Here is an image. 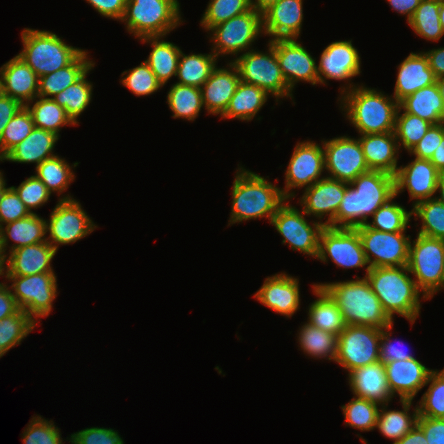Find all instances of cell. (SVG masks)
Returning a JSON list of instances; mask_svg holds the SVG:
<instances>
[{"label":"cell","mask_w":444,"mask_h":444,"mask_svg":"<svg viewBox=\"0 0 444 444\" xmlns=\"http://www.w3.org/2000/svg\"><path fill=\"white\" fill-rule=\"evenodd\" d=\"M229 68H217L211 72L201 89L203 105L208 114L222 115L240 82L236 66L230 61Z\"/></svg>","instance_id":"cell-28"},{"label":"cell","mask_w":444,"mask_h":444,"mask_svg":"<svg viewBox=\"0 0 444 444\" xmlns=\"http://www.w3.org/2000/svg\"><path fill=\"white\" fill-rule=\"evenodd\" d=\"M23 50L18 56L38 75L55 72L70 65L84 50L66 44L47 30L24 28Z\"/></svg>","instance_id":"cell-6"},{"label":"cell","mask_w":444,"mask_h":444,"mask_svg":"<svg viewBox=\"0 0 444 444\" xmlns=\"http://www.w3.org/2000/svg\"><path fill=\"white\" fill-rule=\"evenodd\" d=\"M389 392L392 397L399 395L400 400H414L423 389L433 371L416 357L408 360H395L384 363Z\"/></svg>","instance_id":"cell-24"},{"label":"cell","mask_w":444,"mask_h":444,"mask_svg":"<svg viewBox=\"0 0 444 444\" xmlns=\"http://www.w3.org/2000/svg\"><path fill=\"white\" fill-rule=\"evenodd\" d=\"M59 136L41 128L33 131L19 144L14 146L0 161L17 163H36V167L45 159L55 156L53 150Z\"/></svg>","instance_id":"cell-32"},{"label":"cell","mask_w":444,"mask_h":444,"mask_svg":"<svg viewBox=\"0 0 444 444\" xmlns=\"http://www.w3.org/2000/svg\"><path fill=\"white\" fill-rule=\"evenodd\" d=\"M20 308L6 283L0 284V321L5 317L17 313Z\"/></svg>","instance_id":"cell-65"},{"label":"cell","mask_w":444,"mask_h":444,"mask_svg":"<svg viewBox=\"0 0 444 444\" xmlns=\"http://www.w3.org/2000/svg\"><path fill=\"white\" fill-rule=\"evenodd\" d=\"M400 112L401 108L398 107L394 132L398 141L399 149L403 147L405 150H407V152H410V150L426 134L427 130L432 124L416 115L404 111L403 114H400Z\"/></svg>","instance_id":"cell-50"},{"label":"cell","mask_w":444,"mask_h":444,"mask_svg":"<svg viewBox=\"0 0 444 444\" xmlns=\"http://www.w3.org/2000/svg\"><path fill=\"white\" fill-rule=\"evenodd\" d=\"M320 146L314 141L297 142L292 153L287 170L285 171V188H281L284 197L289 200L295 198V188H308L321 177L325 171L323 144Z\"/></svg>","instance_id":"cell-18"},{"label":"cell","mask_w":444,"mask_h":444,"mask_svg":"<svg viewBox=\"0 0 444 444\" xmlns=\"http://www.w3.org/2000/svg\"><path fill=\"white\" fill-rule=\"evenodd\" d=\"M441 174L429 160L415 157L406 166L398 168L395 175V194L407 189L410 200H415L413 206L433 198Z\"/></svg>","instance_id":"cell-21"},{"label":"cell","mask_w":444,"mask_h":444,"mask_svg":"<svg viewBox=\"0 0 444 444\" xmlns=\"http://www.w3.org/2000/svg\"><path fill=\"white\" fill-rule=\"evenodd\" d=\"M60 429L52 420L33 416L23 432V444H64Z\"/></svg>","instance_id":"cell-56"},{"label":"cell","mask_w":444,"mask_h":444,"mask_svg":"<svg viewBox=\"0 0 444 444\" xmlns=\"http://www.w3.org/2000/svg\"><path fill=\"white\" fill-rule=\"evenodd\" d=\"M429 161L435 166V168L440 173L444 174V136L440 145L434 151Z\"/></svg>","instance_id":"cell-69"},{"label":"cell","mask_w":444,"mask_h":444,"mask_svg":"<svg viewBox=\"0 0 444 444\" xmlns=\"http://www.w3.org/2000/svg\"><path fill=\"white\" fill-rule=\"evenodd\" d=\"M322 142L326 177L350 183L370 170L358 138L340 136Z\"/></svg>","instance_id":"cell-17"},{"label":"cell","mask_w":444,"mask_h":444,"mask_svg":"<svg viewBox=\"0 0 444 444\" xmlns=\"http://www.w3.org/2000/svg\"><path fill=\"white\" fill-rule=\"evenodd\" d=\"M355 280L319 283L336 302L346 325L372 326L384 329L392 320L384 311L380 300L373 292L366 277Z\"/></svg>","instance_id":"cell-4"},{"label":"cell","mask_w":444,"mask_h":444,"mask_svg":"<svg viewBox=\"0 0 444 444\" xmlns=\"http://www.w3.org/2000/svg\"><path fill=\"white\" fill-rule=\"evenodd\" d=\"M18 194L20 200L25 204L29 212L35 213L32 209L42 207L49 201L51 193L45 184L35 175L25 179L18 187L11 186Z\"/></svg>","instance_id":"cell-57"},{"label":"cell","mask_w":444,"mask_h":444,"mask_svg":"<svg viewBox=\"0 0 444 444\" xmlns=\"http://www.w3.org/2000/svg\"><path fill=\"white\" fill-rule=\"evenodd\" d=\"M122 77L120 80L122 85L136 96H148L163 87L145 60L137 67L124 71Z\"/></svg>","instance_id":"cell-55"},{"label":"cell","mask_w":444,"mask_h":444,"mask_svg":"<svg viewBox=\"0 0 444 444\" xmlns=\"http://www.w3.org/2000/svg\"><path fill=\"white\" fill-rule=\"evenodd\" d=\"M395 195V176L369 170L347 183L333 228H355L368 222V217Z\"/></svg>","instance_id":"cell-1"},{"label":"cell","mask_w":444,"mask_h":444,"mask_svg":"<svg viewBox=\"0 0 444 444\" xmlns=\"http://www.w3.org/2000/svg\"><path fill=\"white\" fill-rule=\"evenodd\" d=\"M436 78L444 76V47L424 52Z\"/></svg>","instance_id":"cell-66"},{"label":"cell","mask_w":444,"mask_h":444,"mask_svg":"<svg viewBox=\"0 0 444 444\" xmlns=\"http://www.w3.org/2000/svg\"><path fill=\"white\" fill-rule=\"evenodd\" d=\"M439 19L441 26L444 30V0H440Z\"/></svg>","instance_id":"cell-73"},{"label":"cell","mask_w":444,"mask_h":444,"mask_svg":"<svg viewBox=\"0 0 444 444\" xmlns=\"http://www.w3.org/2000/svg\"><path fill=\"white\" fill-rule=\"evenodd\" d=\"M440 1L421 0L408 25L415 34L430 41H439L444 30L439 19Z\"/></svg>","instance_id":"cell-46"},{"label":"cell","mask_w":444,"mask_h":444,"mask_svg":"<svg viewBox=\"0 0 444 444\" xmlns=\"http://www.w3.org/2000/svg\"><path fill=\"white\" fill-rule=\"evenodd\" d=\"M304 216L303 210L299 211L295 206L285 202L272 217L270 224L283 237V244L288 243L293 251L317 259L319 237L325 225L324 222L316 220L311 226Z\"/></svg>","instance_id":"cell-15"},{"label":"cell","mask_w":444,"mask_h":444,"mask_svg":"<svg viewBox=\"0 0 444 444\" xmlns=\"http://www.w3.org/2000/svg\"><path fill=\"white\" fill-rule=\"evenodd\" d=\"M429 385L418 402V416L444 418V369L433 370L425 386Z\"/></svg>","instance_id":"cell-52"},{"label":"cell","mask_w":444,"mask_h":444,"mask_svg":"<svg viewBox=\"0 0 444 444\" xmlns=\"http://www.w3.org/2000/svg\"><path fill=\"white\" fill-rule=\"evenodd\" d=\"M395 444H428L423 431L415 425L405 436Z\"/></svg>","instance_id":"cell-68"},{"label":"cell","mask_w":444,"mask_h":444,"mask_svg":"<svg viewBox=\"0 0 444 444\" xmlns=\"http://www.w3.org/2000/svg\"><path fill=\"white\" fill-rule=\"evenodd\" d=\"M210 31L214 55L218 58L231 54L237 58L240 52L249 51L252 43L263 34L262 13L252 8L212 27Z\"/></svg>","instance_id":"cell-11"},{"label":"cell","mask_w":444,"mask_h":444,"mask_svg":"<svg viewBox=\"0 0 444 444\" xmlns=\"http://www.w3.org/2000/svg\"><path fill=\"white\" fill-rule=\"evenodd\" d=\"M0 227V251L5 257L9 240L15 242L9 251L47 241L46 220L32 213L28 217L16 220ZM9 239V240H8Z\"/></svg>","instance_id":"cell-33"},{"label":"cell","mask_w":444,"mask_h":444,"mask_svg":"<svg viewBox=\"0 0 444 444\" xmlns=\"http://www.w3.org/2000/svg\"><path fill=\"white\" fill-rule=\"evenodd\" d=\"M18 307L36 323L38 318L47 317L52 311L57 292V277L54 272L27 276H6Z\"/></svg>","instance_id":"cell-13"},{"label":"cell","mask_w":444,"mask_h":444,"mask_svg":"<svg viewBox=\"0 0 444 444\" xmlns=\"http://www.w3.org/2000/svg\"><path fill=\"white\" fill-rule=\"evenodd\" d=\"M6 180H4L3 173L0 171V196L7 189Z\"/></svg>","instance_id":"cell-74"},{"label":"cell","mask_w":444,"mask_h":444,"mask_svg":"<svg viewBox=\"0 0 444 444\" xmlns=\"http://www.w3.org/2000/svg\"><path fill=\"white\" fill-rule=\"evenodd\" d=\"M4 256L0 253V276L5 277V264H4ZM1 284V282H0Z\"/></svg>","instance_id":"cell-75"},{"label":"cell","mask_w":444,"mask_h":444,"mask_svg":"<svg viewBox=\"0 0 444 444\" xmlns=\"http://www.w3.org/2000/svg\"><path fill=\"white\" fill-rule=\"evenodd\" d=\"M382 329L372 326L346 325L338 335L335 362L349 373L380 361Z\"/></svg>","instance_id":"cell-10"},{"label":"cell","mask_w":444,"mask_h":444,"mask_svg":"<svg viewBox=\"0 0 444 444\" xmlns=\"http://www.w3.org/2000/svg\"><path fill=\"white\" fill-rule=\"evenodd\" d=\"M336 266L343 269L366 267L369 271L363 245L355 228H333L325 226L319 237L317 259L328 262L329 258Z\"/></svg>","instance_id":"cell-16"},{"label":"cell","mask_w":444,"mask_h":444,"mask_svg":"<svg viewBox=\"0 0 444 444\" xmlns=\"http://www.w3.org/2000/svg\"><path fill=\"white\" fill-rule=\"evenodd\" d=\"M298 332V342L301 350L310 357L323 358L335 361L337 353L338 336L306 322Z\"/></svg>","instance_id":"cell-42"},{"label":"cell","mask_w":444,"mask_h":444,"mask_svg":"<svg viewBox=\"0 0 444 444\" xmlns=\"http://www.w3.org/2000/svg\"><path fill=\"white\" fill-rule=\"evenodd\" d=\"M38 83V75L18 55L0 68V92L23 106L38 96Z\"/></svg>","instance_id":"cell-26"},{"label":"cell","mask_w":444,"mask_h":444,"mask_svg":"<svg viewBox=\"0 0 444 444\" xmlns=\"http://www.w3.org/2000/svg\"><path fill=\"white\" fill-rule=\"evenodd\" d=\"M30 214L16 191L12 187H7L0 196V227L26 218Z\"/></svg>","instance_id":"cell-58"},{"label":"cell","mask_w":444,"mask_h":444,"mask_svg":"<svg viewBox=\"0 0 444 444\" xmlns=\"http://www.w3.org/2000/svg\"><path fill=\"white\" fill-rule=\"evenodd\" d=\"M312 288L317 299L307 309V322L313 327L338 336L346 326L341 311L322 287L313 284Z\"/></svg>","instance_id":"cell-36"},{"label":"cell","mask_w":444,"mask_h":444,"mask_svg":"<svg viewBox=\"0 0 444 444\" xmlns=\"http://www.w3.org/2000/svg\"><path fill=\"white\" fill-rule=\"evenodd\" d=\"M303 0H279L262 13L263 34L270 40L297 39L303 22Z\"/></svg>","instance_id":"cell-25"},{"label":"cell","mask_w":444,"mask_h":444,"mask_svg":"<svg viewBox=\"0 0 444 444\" xmlns=\"http://www.w3.org/2000/svg\"><path fill=\"white\" fill-rule=\"evenodd\" d=\"M84 50L70 65L39 77L38 96L53 98L79 80L95 63ZM51 96V97H49Z\"/></svg>","instance_id":"cell-35"},{"label":"cell","mask_w":444,"mask_h":444,"mask_svg":"<svg viewBox=\"0 0 444 444\" xmlns=\"http://www.w3.org/2000/svg\"><path fill=\"white\" fill-rule=\"evenodd\" d=\"M35 128L32 116L26 106H23L6 125L0 138V159L14 146L23 141Z\"/></svg>","instance_id":"cell-54"},{"label":"cell","mask_w":444,"mask_h":444,"mask_svg":"<svg viewBox=\"0 0 444 444\" xmlns=\"http://www.w3.org/2000/svg\"><path fill=\"white\" fill-rule=\"evenodd\" d=\"M217 57L210 54H184L181 50L176 76L179 84L201 88L216 67Z\"/></svg>","instance_id":"cell-40"},{"label":"cell","mask_w":444,"mask_h":444,"mask_svg":"<svg viewBox=\"0 0 444 444\" xmlns=\"http://www.w3.org/2000/svg\"><path fill=\"white\" fill-rule=\"evenodd\" d=\"M416 425L423 431L428 444H444V418L418 416Z\"/></svg>","instance_id":"cell-62"},{"label":"cell","mask_w":444,"mask_h":444,"mask_svg":"<svg viewBox=\"0 0 444 444\" xmlns=\"http://www.w3.org/2000/svg\"><path fill=\"white\" fill-rule=\"evenodd\" d=\"M167 103L173 112V118H182L194 121L203 108L201 89L183 85L173 84L167 93Z\"/></svg>","instance_id":"cell-43"},{"label":"cell","mask_w":444,"mask_h":444,"mask_svg":"<svg viewBox=\"0 0 444 444\" xmlns=\"http://www.w3.org/2000/svg\"><path fill=\"white\" fill-rule=\"evenodd\" d=\"M299 285V279L283 272L265 278L254 296L274 312L290 318L300 309Z\"/></svg>","instance_id":"cell-23"},{"label":"cell","mask_w":444,"mask_h":444,"mask_svg":"<svg viewBox=\"0 0 444 444\" xmlns=\"http://www.w3.org/2000/svg\"><path fill=\"white\" fill-rule=\"evenodd\" d=\"M73 164L70 167L65 158L56 154L35 167V176L45 184L50 193L57 192L61 195L76 178L71 169L72 166L75 168L79 163L75 162Z\"/></svg>","instance_id":"cell-44"},{"label":"cell","mask_w":444,"mask_h":444,"mask_svg":"<svg viewBox=\"0 0 444 444\" xmlns=\"http://www.w3.org/2000/svg\"><path fill=\"white\" fill-rule=\"evenodd\" d=\"M359 51L352 45V40L331 42L321 53L317 65L318 83L326 84V80H346L347 87H341L340 94L355 87L350 83L353 77L360 75L361 60Z\"/></svg>","instance_id":"cell-19"},{"label":"cell","mask_w":444,"mask_h":444,"mask_svg":"<svg viewBox=\"0 0 444 444\" xmlns=\"http://www.w3.org/2000/svg\"><path fill=\"white\" fill-rule=\"evenodd\" d=\"M412 242V243H411ZM424 300L444 289V240L417 233L410 241L407 264Z\"/></svg>","instance_id":"cell-8"},{"label":"cell","mask_w":444,"mask_h":444,"mask_svg":"<svg viewBox=\"0 0 444 444\" xmlns=\"http://www.w3.org/2000/svg\"><path fill=\"white\" fill-rule=\"evenodd\" d=\"M6 350L2 347V345H0V358L2 357V356H4V354H6Z\"/></svg>","instance_id":"cell-76"},{"label":"cell","mask_w":444,"mask_h":444,"mask_svg":"<svg viewBox=\"0 0 444 444\" xmlns=\"http://www.w3.org/2000/svg\"><path fill=\"white\" fill-rule=\"evenodd\" d=\"M251 9V0H210L200 24L209 31L212 27Z\"/></svg>","instance_id":"cell-53"},{"label":"cell","mask_w":444,"mask_h":444,"mask_svg":"<svg viewBox=\"0 0 444 444\" xmlns=\"http://www.w3.org/2000/svg\"><path fill=\"white\" fill-rule=\"evenodd\" d=\"M161 38L164 37H143L139 40L143 41L142 43L151 44L152 50L145 61L156 75L157 80L165 86L171 77H176L181 49L174 43Z\"/></svg>","instance_id":"cell-38"},{"label":"cell","mask_w":444,"mask_h":444,"mask_svg":"<svg viewBox=\"0 0 444 444\" xmlns=\"http://www.w3.org/2000/svg\"><path fill=\"white\" fill-rule=\"evenodd\" d=\"M94 65L74 84L58 93L53 100L66 111V114L77 125L78 116L88 107L92 99L93 84L87 80V75Z\"/></svg>","instance_id":"cell-45"},{"label":"cell","mask_w":444,"mask_h":444,"mask_svg":"<svg viewBox=\"0 0 444 444\" xmlns=\"http://www.w3.org/2000/svg\"><path fill=\"white\" fill-rule=\"evenodd\" d=\"M63 196L53 208L50 219L46 220L47 242L56 251L59 245L75 243L97 228L79 201L69 195Z\"/></svg>","instance_id":"cell-12"},{"label":"cell","mask_w":444,"mask_h":444,"mask_svg":"<svg viewBox=\"0 0 444 444\" xmlns=\"http://www.w3.org/2000/svg\"><path fill=\"white\" fill-rule=\"evenodd\" d=\"M399 107L432 125L444 122V101L436 83L406 96L399 102Z\"/></svg>","instance_id":"cell-34"},{"label":"cell","mask_w":444,"mask_h":444,"mask_svg":"<svg viewBox=\"0 0 444 444\" xmlns=\"http://www.w3.org/2000/svg\"><path fill=\"white\" fill-rule=\"evenodd\" d=\"M440 196L436 197L441 203L444 204V174H441L437 183V190Z\"/></svg>","instance_id":"cell-71"},{"label":"cell","mask_w":444,"mask_h":444,"mask_svg":"<svg viewBox=\"0 0 444 444\" xmlns=\"http://www.w3.org/2000/svg\"><path fill=\"white\" fill-rule=\"evenodd\" d=\"M393 10L407 16V22L412 18L421 0H387Z\"/></svg>","instance_id":"cell-67"},{"label":"cell","mask_w":444,"mask_h":444,"mask_svg":"<svg viewBox=\"0 0 444 444\" xmlns=\"http://www.w3.org/2000/svg\"><path fill=\"white\" fill-rule=\"evenodd\" d=\"M413 400H400L403 410H388V403L382 404L379 409L376 429L383 436L394 440L395 444L399 439L405 436L417 423L418 408H413V415L409 414Z\"/></svg>","instance_id":"cell-39"},{"label":"cell","mask_w":444,"mask_h":444,"mask_svg":"<svg viewBox=\"0 0 444 444\" xmlns=\"http://www.w3.org/2000/svg\"><path fill=\"white\" fill-rule=\"evenodd\" d=\"M352 393L379 404H386L393 398L389 392L385 367L382 362L357 368L348 375Z\"/></svg>","instance_id":"cell-31"},{"label":"cell","mask_w":444,"mask_h":444,"mask_svg":"<svg viewBox=\"0 0 444 444\" xmlns=\"http://www.w3.org/2000/svg\"><path fill=\"white\" fill-rule=\"evenodd\" d=\"M268 97L269 94L265 90L240 80L221 117L224 119L237 118L241 121H251L265 105Z\"/></svg>","instance_id":"cell-37"},{"label":"cell","mask_w":444,"mask_h":444,"mask_svg":"<svg viewBox=\"0 0 444 444\" xmlns=\"http://www.w3.org/2000/svg\"><path fill=\"white\" fill-rule=\"evenodd\" d=\"M363 245L369 268L406 266L409 259L410 235L406 232H383L366 224L355 227Z\"/></svg>","instance_id":"cell-14"},{"label":"cell","mask_w":444,"mask_h":444,"mask_svg":"<svg viewBox=\"0 0 444 444\" xmlns=\"http://www.w3.org/2000/svg\"><path fill=\"white\" fill-rule=\"evenodd\" d=\"M339 101L344 115L360 135L395 131L399 103L392 95L361 85L341 94Z\"/></svg>","instance_id":"cell-2"},{"label":"cell","mask_w":444,"mask_h":444,"mask_svg":"<svg viewBox=\"0 0 444 444\" xmlns=\"http://www.w3.org/2000/svg\"><path fill=\"white\" fill-rule=\"evenodd\" d=\"M22 107L18 100L0 92V138L8 122Z\"/></svg>","instance_id":"cell-64"},{"label":"cell","mask_w":444,"mask_h":444,"mask_svg":"<svg viewBox=\"0 0 444 444\" xmlns=\"http://www.w3.org/2000/svg\"><path fill=\"white\" fill-rule=\"evenodd\" d=\"M36 322L24 311L5 317L0 321V345L8 352L33 331Z\"/></svg>","instance_id":"cell-51"},{"label":"cell","mask_w":444,"mask_h":444,"mask_svg":"<svg viewBox=\"0 0 444 444\" xmlns=\"http://www.w3.org/2000/svg\"><path fill=\"white\" fill-rule=\"evenodd\" d=\"M436 84L438 86L439 93L444 101V76L436 78Z\"/></svg>","instance_id":"cell-72"},{"label":"cell","mask_w":444,"mask_h":444,"mask_svg":"<svg viewBox=\"0 0 444 444\" xmlns=\"http://www.w3.org/2000/svg\"><path fill=\"white\" fill-rule=\"evenodd\" d=\"M34 101L33 105L31 101L25 106L29 110L36 128L51 131L60 137L59 132L62 127L76 125L66 114L65 109L59 106L53 98L37 96Z\"/></svg>","instance_id":"cell-41"},{"label":"cell","mask_w":444,"mask_h":444,"mask_svg":"<svg viewBox=\"0 0 444 444\" xmlns=\"http://www.w3.org/2000/svg\"><path fill=\"white\" fill-rule=\"evenodd\" d=\"M268 51L251 49L231 60L236 66L240 80L253 84L276 98L293 97L292 90L284 79L273 44L268 41Z\"/></svg>","instance_id":"cell-9"},{"label":"cell","mask_w":444,"mask_h":444,"mask_svg":"<svg viewBox=\"0 0 444 444\" xmlns=\"http://www.w3.org/2000/svg\"><path fill=\"white\" fill-rule=\"evenodd\" d=\"M412 216L421 219V228L418 233L427 237L444 240V204L436 196L418 202L412 208Z\"/></svg>","instance_id":"cell-47"},{"label":"cell","mask_w":444,"mask_h":444,"mask_svg":"<svg viewBox=\"0 0 444 444\" xmlns=\"http://www.w3.org/2000/svg\"><path fill=\"white\" fill-rule=\"evenodd\" d=\"M397 69L393 97L398 103L417 90L436 83V77L429 67V60L424 52H411Z\"/></svg>","instance_id":"cell-29"},{"label":"cell","mask_w":444,"mask_h":444,"mask_svg":"<svg viewBox=\"0 0 444 444\" xmlns=\"http://www.w3.org/2000/svg\"><path fill=\"white\" fill-rule=\"evenodd\" d=\"M444 136V122L431 125L422 139L410 150L417 158L430 160Z\"/></svg>","instance_id":"cell-60"},{"label":"cell","mask_w":444,"mask_h":444,"mask_svg":"<svg viewBox=\"0 0 444 444\" xmlns=\"http://www.w3.org/2000/svg\"><path fill=\"white\" fill-rule=\"evenodd\" d=\"M279 0H251V6L256 11L263 13L271 5L277 3Z\"/></svg>","instance_id":"cell-70"},{"label":"cell","mask_w":444,"mask_h":444,"mask_svg":"<svg viewBox=\"0 0 444 444\" xmlns=\"http://www.w3.org/2000/svg\"><path fill=\"white\" fill-rule=\"evenodd\" d=\"M381 404L366 398L353 396L348 404L341 406L346 426L360 431H371L376 428Z\"/></svg>","instance_id":"cell-49"},{"label":"cell","mask_w":444,"mask_h":444,"mask_svg":"<svg viewBox=\"0 0 444 444\" xmlns=\"http://www.w3.org/2000/svg\"><path fill=\"white\" fill-rule=\"evenodd\" d=\"M346 188V182L325 177L306 188L299 203L306 216L313 215L320 222L324 215L328 216L324 222L328 226L336 217Z\"/></svg>","instance_id":"cell-22"},{"label":"cell","mask_w":444,"mask_h":444,"mask_svg":"<svg viewBox=\"0 0 444 444\" xmlns=\"http://www.w3.org/2000/svg\"><path fill=\"white\" fill-rule=\"evenodd\" d=\"M71 444H124L119 433L112 428L91 427L71 434Z\"/></svg>","instance_id":"cell-59"},{"label":"cell","mask_w":444,"mask_h":444,"mask_svg":"<svg viewBox=\"0 0 444 444\" xmlns=\"http://www.w3.org/2000/svg\"><path fill=\"white\" fill-rule=\"evenodd\" d=\"M392 326L393 324H390L382 330L380 339V362L383 364L389 361L408 360L414 357L411 353L406 352L404 348L393 344L390 333V330L393 328ZM398 344L399 346L403 345L401 341H398Z\"/></svg>","instance_id":"cell-61"},{"label":"cell","mask_w":444,"mask_h":444,"mask_svg":"<svg viewBox=\"0 0 444 444\" xmlns=\"http://www.w3.org/2000/svg\"><path fill=\"white\" fill-rule=\"evenodd\" d=\"M276 52L282 75L293 91L296 83H318L316 59L296 39H276L270 41Z\"/></svg>","instance_id":"cell-20"},{"label":"cell","mask_w":444,"mask_h":444,"mask_svg":"<svg viewBox=\"0 0 444 444\" xmlns=\"http://www.w3.org/2000/svg\"><path fill=\"white\" fill-rule=\"evenodd\" d=\"M232 187V209L228 223L272 217L287 201L282 190L266 178L240 166Z\"/></svg>","instance_id":"cell-3"},{"label":"cell","mask_w":444,"mask_h":444,"mask_svg":"<svg viewBox=\"0 0 444 444\" xmlns=\"http://www.w3.org/2000/svg\"><path fill=\"white\" fill-rule=\"evenodd\" d=\"M406 266L374 267L365 275L384 311L393 319L395 313L413 325L420 315L421 291Z\"/></svg>","instance_id":"cell-5"},{"label":"cell","mask_w":444,"mask_h":444,"mask_svg":"<svg viewBox=\"0 0 444 444\" xmlns=\"http://www.w3.org/2000/svg\"><path fill=\"white\" fill-rule=\"evenodd\" d=\"M358 139L370 170L396 175L399 145L395 132L364 134Z\"/></svg>","instance_id":"cell-30"},{"label":"cell","mask_w":444,"mask_h":444,"mask_svg":"<svg viewBox=\"0 0 444 444\" xmlns=\"http://www.w3.org/2000/svg\"><path fill=\"white\" fill-rule=\"evenodd\" d=\"M101 16L121 21L127 0H86Z\"/></svg>","instance_id":"cell-63"},{"label":"cell","mask_w":444,"mask_h":444,"mask_svg":"<svg viewBox=\"0 0 444 444\" xmlns=\"http://www.w3.org/2000/svg\"><path fill=\"white\" fill-rule=\"evenodd\" d=\"M57 251L46 241L23 246L4 257L5 276H27L54 272L51 262ZM7 262V263H6Z\"/></svg>","instance_id":"cell-27"},{"label":"cell","mask_w":444,"mask_h":444,"mask_svg":"<svg viewBox=\"0 0 444 444\" xmlns=\"http://www.w3.org/2000/svg\"><path fill=\"white\" fill-rule=\"evenodd\" d=\"M178 0H127L121 22L136 38L164 37L181 25Z\"/></svg>","instance_id":"cell-7"},{"label":"cell","mask_w":444,"mask_h":444,"mask_svg":"<svg viewBox=\"0 0 444 444\" xmlns=\"http://www.w3.org/2000/svg\"><path fill=\"white\" fill-rule=\"evenodd\" d=\"M396 196L395 194L373 213L372 222L366 223L368 227L383 232H406L412 211H407L404 206L395 203L393 200Z\"/></svg>","instance_id":"cell-48"}]
</instances>
